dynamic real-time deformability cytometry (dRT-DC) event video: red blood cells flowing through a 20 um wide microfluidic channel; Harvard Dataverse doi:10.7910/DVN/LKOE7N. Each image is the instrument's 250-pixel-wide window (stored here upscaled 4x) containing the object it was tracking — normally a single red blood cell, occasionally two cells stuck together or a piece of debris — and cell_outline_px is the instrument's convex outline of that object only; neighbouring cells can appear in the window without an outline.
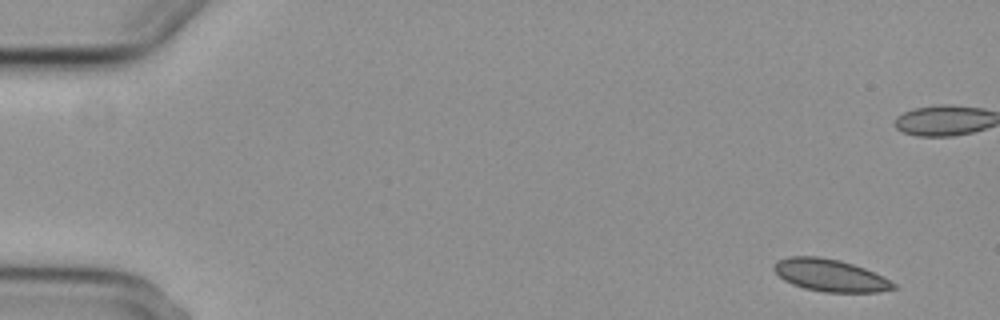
{"species": "common noctule bat (a hibernating species)", "species_latin": "Nyctalus noctula", "temperature_condition": "cold", "stored_images_in_passage": 7, "camera_frame_rate_fps": 3000, "um_per_image_px": 0.085, "animal": {"sex": "female", "body_mass_g": 29.2, "forearm_length_mm": 56.3}, "frame": {"image": 1, "passage_image": 1, "time_ms": 0.0, "image_size_px": [1000, 320], "cell_outline_px": [[896, 288], [880, 292], [824, 292], [804, 288], [792, 284], [784, 280], [772, 268], [772, 264], [776, 260], [788, 256], [820, 256], [840, 260], [864, 268], [896, 284]], "centroid_in_image_um": [70.5, 23.39], "position_along_channel_um": 14.5, "area_um2": 22.43}}
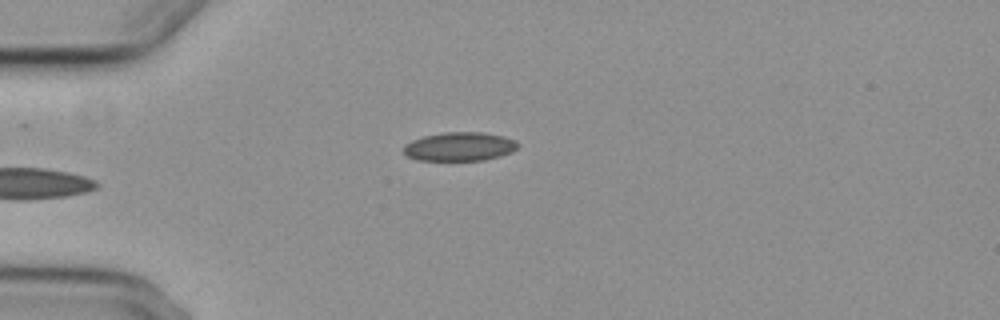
{"frame": {"image": 2, "passage_image": 5, "time_ms": 5.333, "image_size_px": [1000, 320], "cell_outline_px": [[520, 144], [512, 152], [500, 156], [484, 160], [416, 160], [408, 156], [404, 152], [404, 144], [412, 140], [424, 136], [444, 132], [480, 132], [504, 136], [516, 140]], "centroid_in_image_um": [39.08, 12.45], "position_along_channel_um": 45.9, "area_um2": 19.19}}
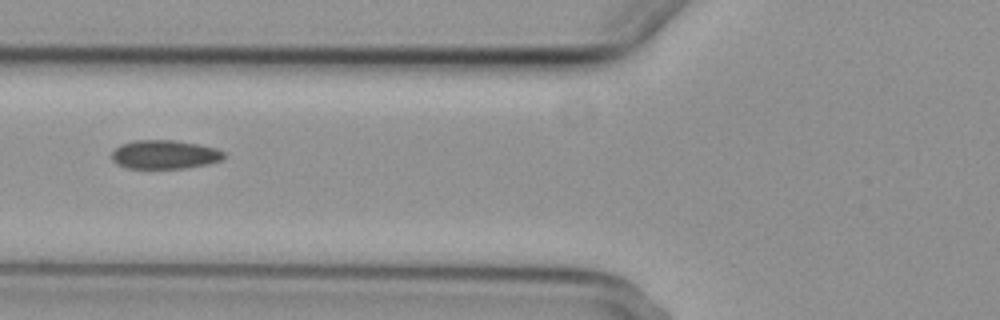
{"frame": {"image": 3, "passage_image": 7, "time_ms": 7.667, "image_size_px": [1000, 320], "cell_outline_px": [[224, 160], [208, 164], [188, 168], [128, 168], [116, 164], [112, 160], [112, 152], [120, 144], [136, 140], [176, 140], [216, 148], [224, 152]], "centroid_in_image_um": [14.0, 13.14], "position_along_channel_um": 111.8, "area_um2": 18.9}}